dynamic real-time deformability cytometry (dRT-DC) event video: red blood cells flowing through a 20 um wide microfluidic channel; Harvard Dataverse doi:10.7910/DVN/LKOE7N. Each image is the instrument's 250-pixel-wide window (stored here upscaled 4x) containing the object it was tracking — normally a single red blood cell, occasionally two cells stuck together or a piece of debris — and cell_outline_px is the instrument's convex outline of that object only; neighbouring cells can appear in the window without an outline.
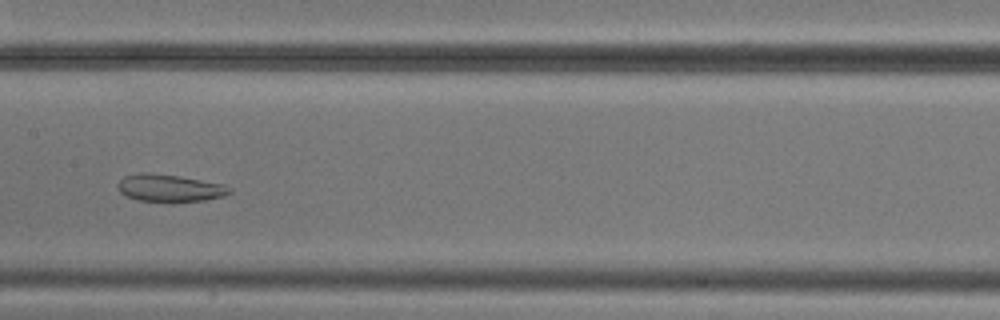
{"species": "common noctule bat (a hibernating species)", "species_latin": "Nyctalus noctula", "temperature_condition": "cold", "stored_images_in_passage": 7, "camera_frame_rate_fps": 3000, "um_per_image_px": 0.085, "animal": {"sex": "male", "body_mass_g": 20.5, "forearm_length_mm": 52.5}, "frame": {"image": 1, "passage_image": 7, "time_ms": 6.667, "image_size_px": [1000, 320], "cell_outline_px": [[232, 192], [224, 196], [204, 200], [172, 204], [168, 204], [136, 200], [120, 192], [116, 184], [124, 176], [140, 172], [148, 172], [180, 176], [224, 184], [232, 188]], "centroid_in_image_um": [14.42, 16.01], "position_along_channel_um": 193.0, "area_um2": 18.55}}